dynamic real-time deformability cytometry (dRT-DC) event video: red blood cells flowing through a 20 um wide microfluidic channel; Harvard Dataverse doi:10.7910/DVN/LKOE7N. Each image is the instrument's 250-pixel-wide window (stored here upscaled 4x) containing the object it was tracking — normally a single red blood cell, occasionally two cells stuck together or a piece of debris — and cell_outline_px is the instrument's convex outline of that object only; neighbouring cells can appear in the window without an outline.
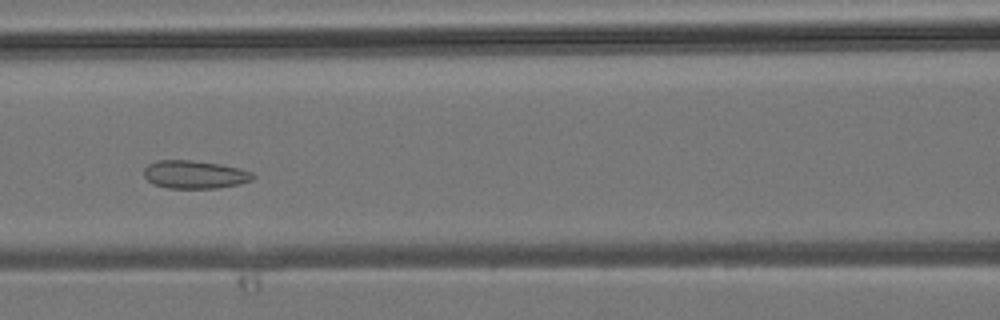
{"species": "common noctule bat (a hibernating species)", "species_latin": "Nyctalus noctula", "temperature_condition": "room temperature", "stored_images_in_passage": 36, "camera_frame_rate_fps": 3000, "um_per_image_px": 0.085, "animal": {"sex": "male", "body_mass_g": 19.2, "forearm_length_mm": 51.8}, "frame": {"image": 1, "passage_image": 12, "time_ms": 3.667, "image_size_px": [1000, 320], "cell_outline_px": [[256, 176], [252, 180], [240, 184], [216, 188], [168, 188], [152, 184], [144, 176], [144, 168], [148, 164], [156, 160], [192, 160], [220, 164], [240, 168], [252, 172]], "centroid_in_image_um": [16.55, 14.83], "position_along_channel_um": 150.0, "area_um2": 17.98}}
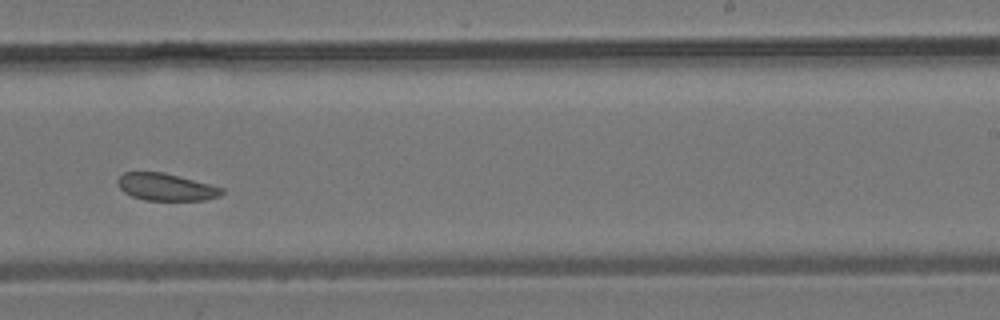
{"frame": {"image": 2, "passage_image": 20, "time_ms": 6.333, "image_size_px": [1000, 320], "cell_outline_px": [[224, 192], [220, 196], [204, 200], [144, 200], [132, 196], [124, 192], [120, 188], [116, 180], [124, 172], [164, 172], [224, 188]], "centroid_in_image_um": [14.11, 15.9], "position_along_channel_um": 274.9, "area_um2": 16.47}}
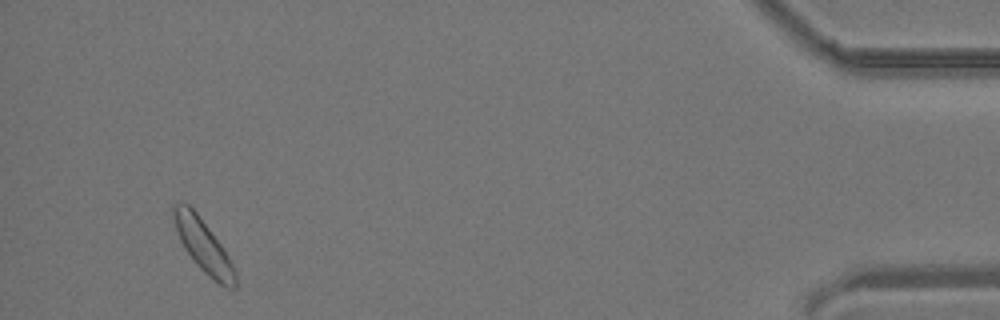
{"frame": {"image": 3, "passage_image": 34, "time_ms": 11.0, "image_size_px": [1000, 320], "cell_outline_px": [[236, 288], [228, 288], [220, 284], [208, 276], [192, 260], [184, 248], [180, 240], [172, 216], [172, 204], [188, 204], [196, 212], [224, 248], [236, 272]], "centroid_in_image_um": [17.28, 20.9], "position_along_channel_um": 417.9, "area_um2": 18.67}}